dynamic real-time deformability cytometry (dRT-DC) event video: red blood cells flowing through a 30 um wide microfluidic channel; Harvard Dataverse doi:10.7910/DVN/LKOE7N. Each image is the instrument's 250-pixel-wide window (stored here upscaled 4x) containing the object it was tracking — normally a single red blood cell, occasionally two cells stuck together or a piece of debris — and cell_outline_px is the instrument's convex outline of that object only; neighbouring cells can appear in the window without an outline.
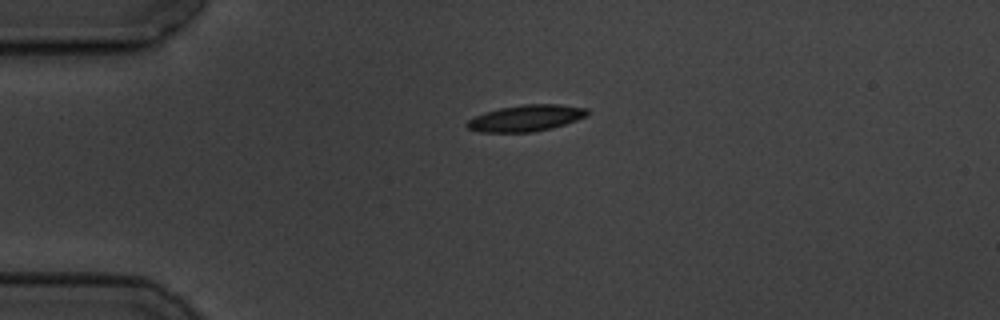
{"species": "common noctule bat (a hibernating species)", "species_latin": "Nyctalus noctula", "temperature_condition": "cold", "stored_images_in_passage": 3, "camera_frame_rate_fps": 3000, "um_per_image_px": 0.085, "animal": {"sex": "male", "body_mass_g": 19.5, "forearm_length_mm": 54.6}, "frame": {"image": 1, "passage_image": 1, "time_ms": 0.0, "image_size_px": [1000, 320], "cell_outline_px": [[588, 116], [552, 128], [532, 132], [480, 132], [468, 128], [464, 124], [468, 120], [484, 112], [500, 108], [524, 104], [556, 104], [588, 108]], "centroid_in_image_um": [44.71, 10.04], "position_along_channel_um": 40.3, "area_um2": 18.44}}
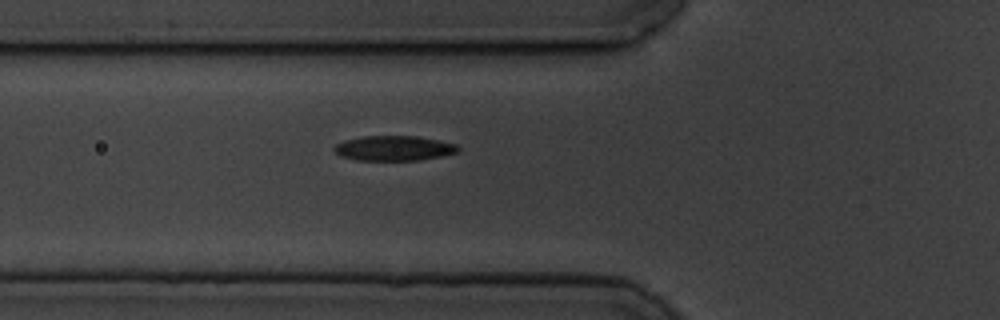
{"frame": {"image": 2, "passage_image": 3, "time_ms": 2.333, "image_size_px": [1000, 320], "cell_outline_px": [[460, 148], [456, 152], [440, 156], [420, 160], [356, 160], [340, 156], [332, 148], [336, 144], [344, 140], [364, 136], [416, 136], [456, 144]], "centroid_in_image_um": [33.44, 12.6], "position_along_channel_um": 92.4, "area_um2": 17.86}}